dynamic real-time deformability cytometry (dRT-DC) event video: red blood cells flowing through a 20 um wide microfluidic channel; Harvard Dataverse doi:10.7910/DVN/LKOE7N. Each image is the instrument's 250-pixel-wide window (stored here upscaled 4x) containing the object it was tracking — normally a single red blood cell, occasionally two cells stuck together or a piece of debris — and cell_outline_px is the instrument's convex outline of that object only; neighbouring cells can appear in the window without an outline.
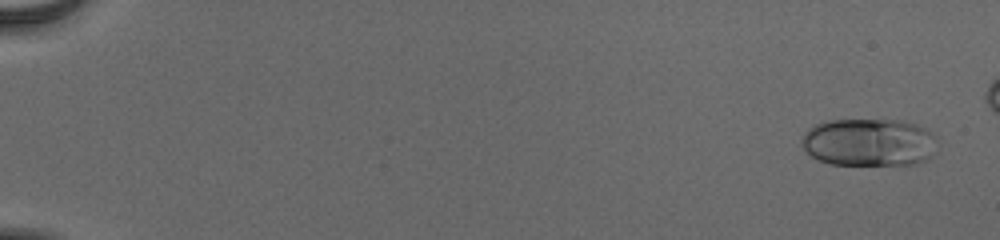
{"species": "human", "species_latin": "Homo sapiens", "temperature_condition": "cold", "stored_images_in_passage": 54, "camera_frame_rate_fps": 3000, "um_per_image_px": 0.085, "donor": {"sex": "male"}, "frame": {"image": 1, "passage_image": 3, "time_ms": 0.667, "image_size_px": [1000, 240], "cell_outline_px": [[936, 152], [928, 160], [916, 164], [832, 164], [820, 160], [812, 156], [800, 144], [800, 140], [808, 128], [812, 124], [832, 120], [904, 120], [928, 128], [936, 136]], "centroid_in_image_um": [73.91, 12.08], "position_along_channel_um": 11.1, "area_um2": 38.21}}
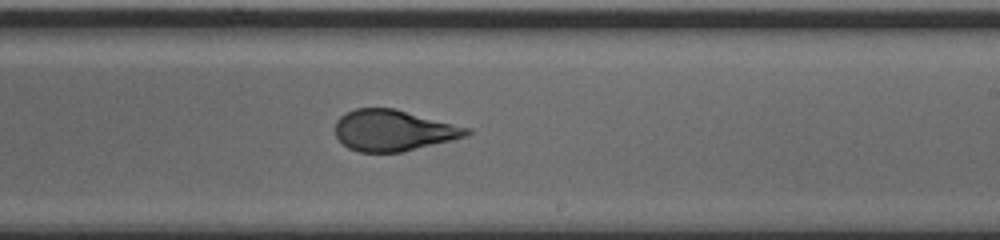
{"frame": {"image": 2, "passage_image": 36, "time_ms": 11.667, "image_size_px": [1000, 240], "cell_outline_px": [[472, 132], [468, 136], [452, 140], [400, 152], [360, 152], [348, 148], [336, 136], [336, 120], [340, 116], [356, 108], [396, 108], [472, 128]], "centroid_in_image_um": [33.48, 11.07], "position_along_channel_um": 255.5, "area_um2": 31.56}}
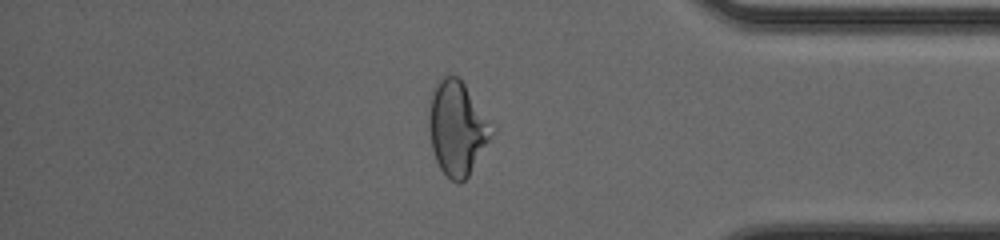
{"frame": {"image": 3, "passage_image": 48, "time_ms": 15.667, "image_size_px": [1000, 240], "cell_outline_px": [[496, 128], [468, 176], [460, 184], [456, 184], [440, 168], [436, 160], [432, 148], [428, 128], [428, 108], [432, 88], [440, 76], [456, 76], [464, 84], [496, 124]], "centroid_in_image_um": [38.86, 10.85], "position_along_channel_um": 396.3, "area_um2": 34.97}}